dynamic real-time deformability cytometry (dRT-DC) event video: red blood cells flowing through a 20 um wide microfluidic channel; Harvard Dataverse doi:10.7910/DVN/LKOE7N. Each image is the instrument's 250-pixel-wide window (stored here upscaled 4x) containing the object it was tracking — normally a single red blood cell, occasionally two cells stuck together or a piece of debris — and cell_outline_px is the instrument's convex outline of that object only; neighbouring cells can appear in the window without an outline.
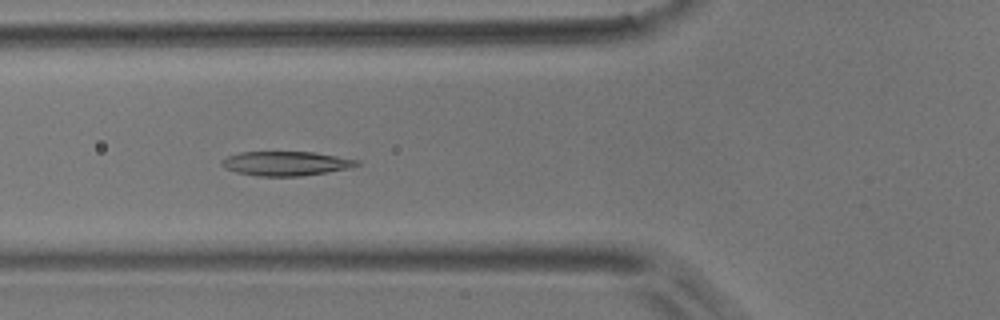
{"species": "common noctule bat (a hibernating species)", "species_latin": "Nyctalus noctula", "temperature_condition": "room temperature", "stored_images_in_passage": 4, "camera_frame_rate_fps": 3000, "um_per_image_px": 0.085, "animal": {"sex": "male", "body_mass_g": 17.9}, "frame": {"image": 1, "passage_image": 3, "time_ms": 2.333, "image_size_px": [1000, 320], "cell_outline_px": [[360, 164], [348, 168], [300, 176], [256, 176], [236, 172], [224, 168], [220, 164], [220, 160], [228, 156], [240, 152], [312, 152], [360, 160]], "centroid_in_image_um": [24.24, 13.89], "position_along_channel_um": 101.6, "area_um2": 19.02}}
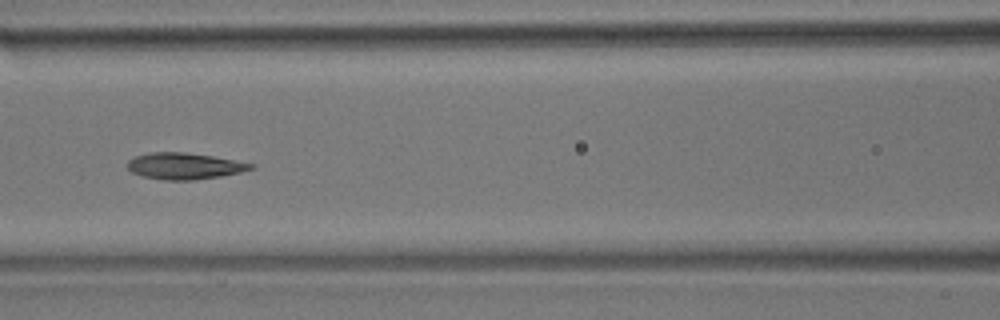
{"frame": {"image": 2, "passage_image": 4, "time_ms": 3.667, "image_size_px": [1000, 320], "cell_outline_px": [[256, 168], [240, 172], [220, 176], [196, 180], [164, 180], [144, 176], [132, 172], [128, 168], [128, 160], [136, 156], [148, 152], [184, 152], [212, 156], [256, 164]], "centroid_in_image_um": [15.7, 14.11], "position_along_channel_um": 150.9, "area_um2": 18.96}}